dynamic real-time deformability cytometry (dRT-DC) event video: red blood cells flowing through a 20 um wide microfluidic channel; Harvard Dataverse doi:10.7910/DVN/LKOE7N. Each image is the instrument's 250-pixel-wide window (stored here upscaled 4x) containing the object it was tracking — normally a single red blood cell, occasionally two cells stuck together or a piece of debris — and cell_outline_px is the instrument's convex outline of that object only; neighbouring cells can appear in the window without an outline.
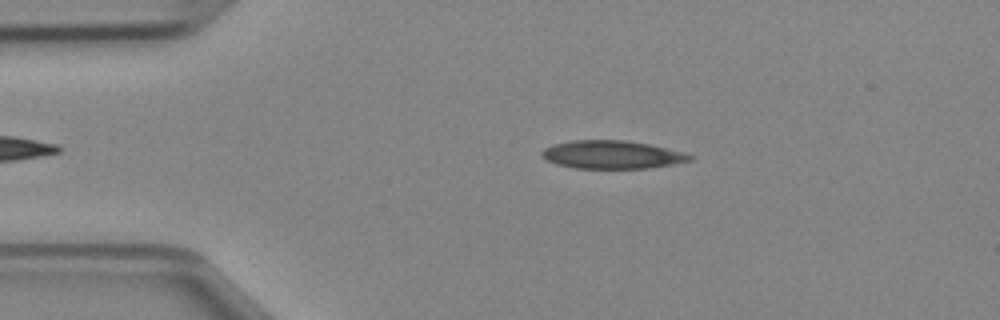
{"species": "Egyptian fruit bat (a non-hibernating species)", "species_latin": "Rousettus aegyptiacus", "temperature_condition": "cold", "stored_images_in_passage": 40, "camera_frame_rate_fps": 3000, "um_per_image_px": 0.085, "animal": {"sex": "female"}, "frame": {"image": 1, "passage_image": 8, "time_ms": 2.333, "image_size_px": [1000, 320], "cell_outline_px": [[696, 156], [692, 160], [672, 164], [648, 168], [576, 168], [556, 164], [540, 156], [540, 152], [544, 148], [552, 144], [572, 140], [624, 140], [648, 144], [684, 152]], "centroid_in_image_um": [52.0, 13.14], "position_along_channel_um": 33.0, "area_um2": 24.28}}
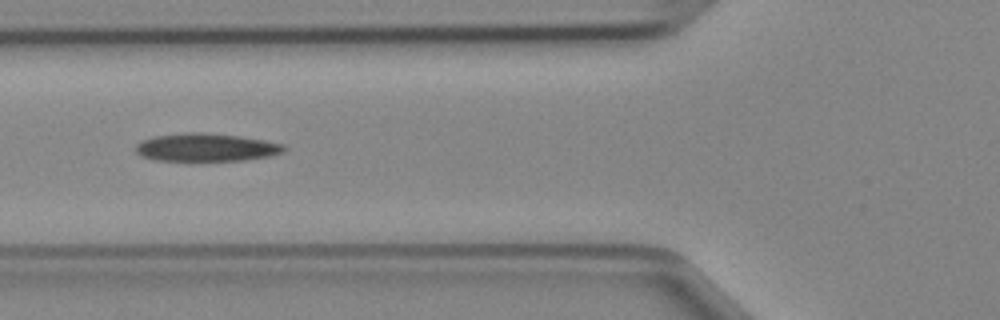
{"frame": {"image": 2, "passage_image": 16, "time_ms": 5.0, "image_size_px": [1000, 320], "cell_outline_px": [[288, 148], [284, 152], [272, 156], [244, 160], [156, 160], [140, 156], [136, 152], [136, 144], [140, 140], [156, 136], [188, 132], [200, 132], [236, 136], [264, 140], [284, 144]], "centroid_in_image_um": [17.54, 12.53], "position_along_channel_um": 108.3, "area_um2": 24.1}}
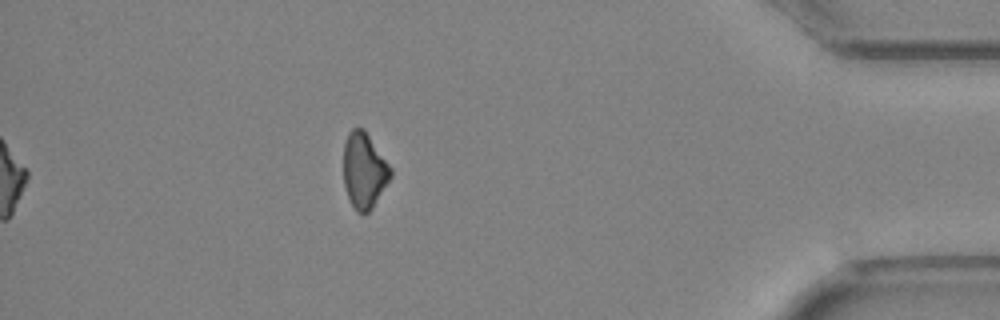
{"frame": {"image": 3, "passage_image": 40, "time_ms": 13.0, "image_size_px": [1000, 320], "cell_outline_px": [[392, 176], [372, 208], [368, 212], [356, 212], [348, 196], [344, 184], [344, 144], [348, 132], [352, 128], [364, 128], [392, 168]], "centroid_in_image_um": [30.96, 14.47], "position_along_channel_um": 404.2, "area_um2": 20.69}}